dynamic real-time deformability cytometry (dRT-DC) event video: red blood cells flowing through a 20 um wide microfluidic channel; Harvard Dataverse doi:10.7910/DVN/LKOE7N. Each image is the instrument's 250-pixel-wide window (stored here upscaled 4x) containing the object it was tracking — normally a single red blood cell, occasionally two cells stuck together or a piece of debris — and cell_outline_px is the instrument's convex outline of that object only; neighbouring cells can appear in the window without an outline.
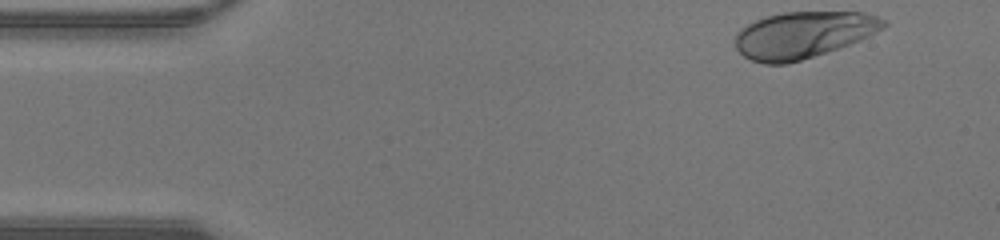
{"species": "human", "species_latin": "Homo sapiens", "temperature_condition": "warm", "stored_images_in_passage": 37, "camera_frame_rate_fps": 3000, "um_per_image_px": 0.085, "donor": {"sex": "male"}, "frame": {"image": 1, "passage_image": 1, "time_ms": 0.0, "image_size_px": [1000, 240], "cell_outline_px": [[888, 24], [884, 28], [860, 40], [788, 64], [764, 64], [752, 60], [744, 56], [736, 48], [736, 32], [740, 28], [756, 20], [768, 16], [784, 12], [864, 12], [876, 16], [884, 20]], "centroid_in_image_um": [68.26, 2.95], "position_along_channel_um": 16.7, "area_um2": 39.88}}
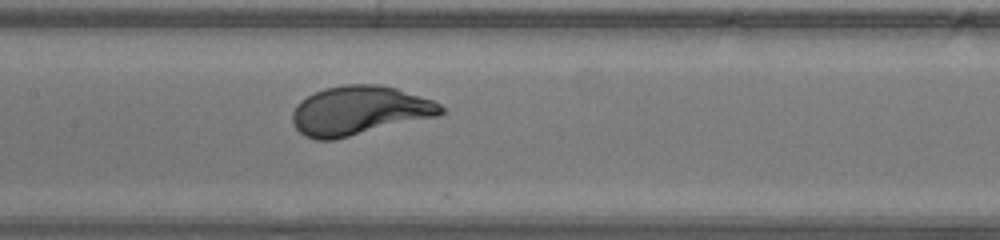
{"frame": {"image": 2, "passage_image": 19, "time_ms": 6.0, "image_size_px": [1000, 240], "cell_outline_px": [[444, 112], [440, 116], [336, 140], [316, 140], [304, 136], [296, 128], [292, 120], [292, 112], [296, 104], [300, 100], [324, 88], [344, 84], [380, 84], [396, 88], [432, 100], [440, 104], [444, 108]], "centroid_in_image_um": [30.55, 9.41], "position_along_channel_um": 176.8, "area_um2": 42.89}}
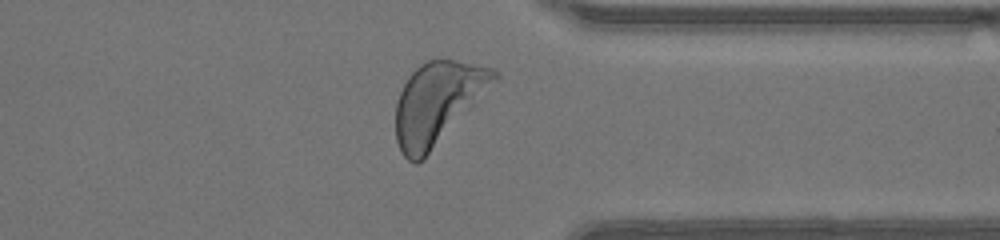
{"frame": {"image": 3, "passage_image": 33, "time_ms": 10.667, "image_size_px": [1000, 240], "cell_outline_px": [[500, 76], [476, 104], [424, 160], [416, 164], [408, 160], [400, 152], [396, 140], [396, 104], [400, 92], [408, 76], [420, 64], [428, 60], [452, 60], [492, 68], [500, 72]], "centroid_in_image_um": [37.18, 8.79], "position_along_channel_um": 374.2, "area_um2": 46.88}, "authors_computed_cell_mechanics": {"area_um2": 41.9628, "velocity_mm_per_s": 4.3582, "shape_relaxation_time_tau1_ms": 1.8547, "shape_relaxation_time_tau2_ms": null, "deformation_change_tau1": 0.1777, "deformation_change_tau2": null}}